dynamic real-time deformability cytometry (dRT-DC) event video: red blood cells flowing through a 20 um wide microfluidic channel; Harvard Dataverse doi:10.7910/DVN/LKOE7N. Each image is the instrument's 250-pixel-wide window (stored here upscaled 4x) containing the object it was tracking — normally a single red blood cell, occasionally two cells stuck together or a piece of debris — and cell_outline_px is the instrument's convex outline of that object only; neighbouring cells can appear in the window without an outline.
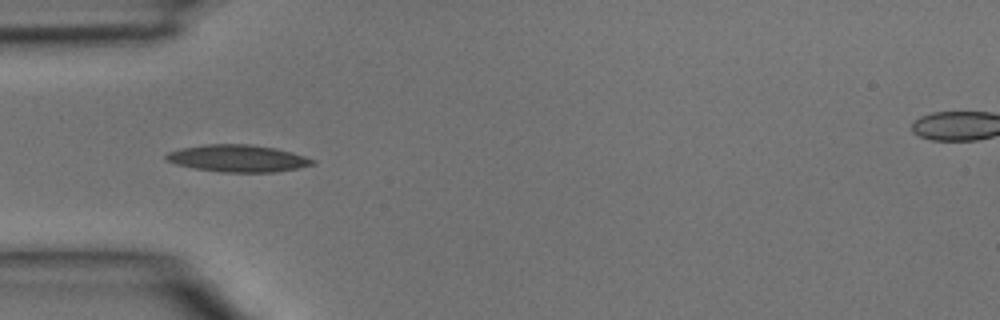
{"species": "common noctule bat (a hibernating species)", "species_latin": "Nyctalus noctula", "temperature_condition": "room temperature", "stored_images_in_passage": 3, "camera_frame_rate_fps": 3000, "um_per_image_px": 0.085, "animal": {"sex": "male", "body_mass_g": 15.6}, "frame": {"image": 1, "passage_image": 3, "time_ms": 0.667, "image_size_px": [1000, 320], "cell_outline_px": [[316, 164], [300, 168], [272, 172], [220, 172], [196, 168], [176, 164], [164, 160], [164, 156], [168, 152], [180, 148], [204, 144], [248, 144], [276, 148], [292, 152], [316, 160]], "centroid_in_image_um": [20.21, 13.46], "position_along_channel_um": 64.8, "area_um2": 23.24}}